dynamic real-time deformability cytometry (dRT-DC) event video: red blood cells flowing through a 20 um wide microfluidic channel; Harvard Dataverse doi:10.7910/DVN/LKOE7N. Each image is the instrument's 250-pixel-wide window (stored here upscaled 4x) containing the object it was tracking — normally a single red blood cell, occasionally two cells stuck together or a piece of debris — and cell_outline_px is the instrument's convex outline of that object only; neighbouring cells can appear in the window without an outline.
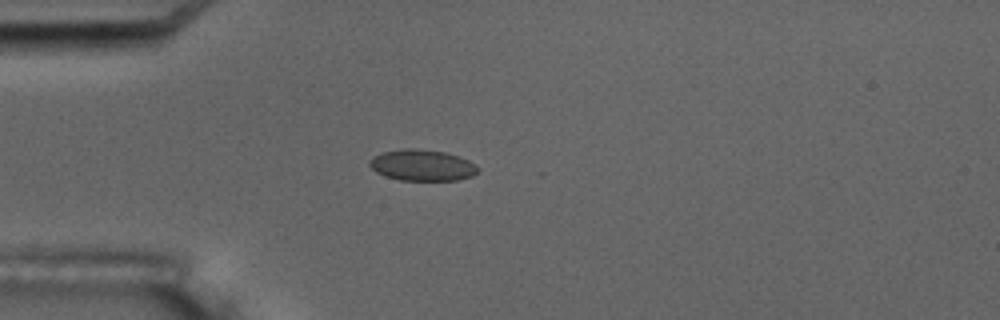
{"species": "common noctule bat (a hibernating species)", "species_latin": "Nyctalus noctula", "temperature_condition": "room temperature", "stored_images_in_passage": 5, "camera_frame_rate_fps": 3000, "um_per_image_px": 0.085, "animal": {"sex": "male", "body_mass_g": 17.5, "forearm_length_mm": 52.3}, "frame": {"image": 1, "passage_image": 5, "time_ms": 5.333, "image_size_px": [1000, 320], "cell_outline_px": [[480, 168], [472, 176], [456, 180], [400, 180], [376, 172], [368, 164], [368, 160], [372, 156], [384, 152], [404, 148], [412, 148], [444, 152], [460, 156], [476, 164]], "centroid_in_image_um": [35.89, 14.04], "position_along_channel_um": 49.1, "area_um2": 19.65}}